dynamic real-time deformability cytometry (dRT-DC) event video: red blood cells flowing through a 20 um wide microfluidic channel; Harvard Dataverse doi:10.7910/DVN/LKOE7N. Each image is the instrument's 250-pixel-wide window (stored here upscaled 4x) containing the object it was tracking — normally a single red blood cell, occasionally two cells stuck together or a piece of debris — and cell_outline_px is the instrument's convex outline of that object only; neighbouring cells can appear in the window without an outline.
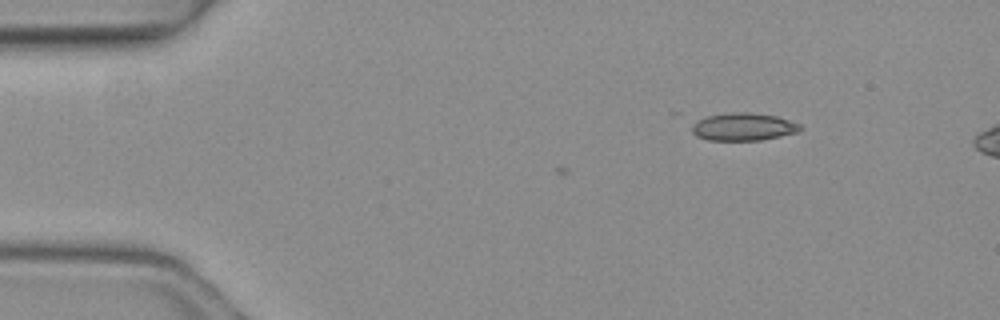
{"species": "common noctule bat (a hibernating species)", "species_latin": "Nyctalus noctula", "temperature_condition": "warm", "stored_images_in_passage": 3, "camera_frame_rate_fps": 3000, "um_per_image_px": 0.085, "animal": {"sex": "female", "body_mass_g": 19.3, "forearm_length_mm": 54.1}, "frame": {"image": 1, "passage_image": 1, "time_ms": 0.0, "image_size_px": [1000, 320], "cell_outline_px": [[800, 128], [796, 132], [780, 136], [760, 140], [708, 140], [696, 136], [692, 132], [692, 124], [696, 120], [708, 116], [732, 112], [752, 112], [776, 116], [800, 124]], "centroid_in_image_um": [63.14, 10.77], "position_along_channel_um": 21.9, "area_um2": 17.34}}